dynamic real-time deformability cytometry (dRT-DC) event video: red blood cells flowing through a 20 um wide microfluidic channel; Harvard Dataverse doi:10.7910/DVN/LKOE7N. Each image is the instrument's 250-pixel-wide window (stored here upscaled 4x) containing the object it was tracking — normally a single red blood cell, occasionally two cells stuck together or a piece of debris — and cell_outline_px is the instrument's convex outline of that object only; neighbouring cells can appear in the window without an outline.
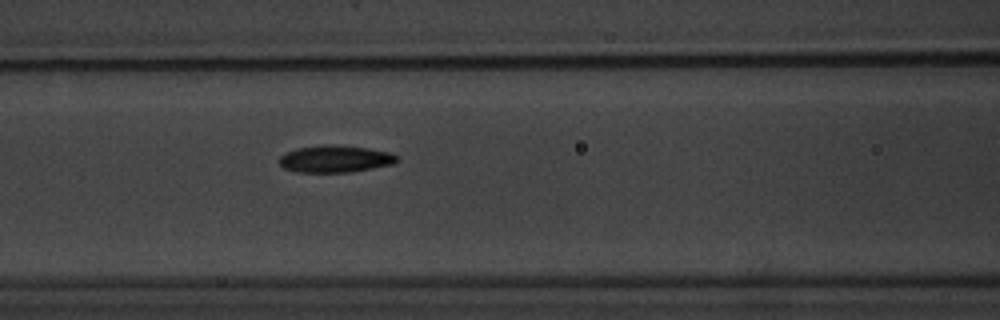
{"species": "common noctule bat (a hibernating species)", "species_latin": "Nyctalus noctula", "temperature_condition": "warm", "stored_images_in_passage": 5, "camera_frame_rate_fps": 3000, "um_per_image_px": 0.085, "animal": {"sex": "male", "body_mass_g": 20.1, "forearm_length_mm": 53.5}, "frame": {"image": 1, "passage_image": 5, "time_ms": 6.333, "image_size_px": [1000, 320], "cell_outline_px": [[400, 160], [392, 164], [352, 172], [296, 172], [284, 168], [280, 164], [280, 156], [296, 148], [324, 144], [332, 144], [368, 148], [388, 152], [396, 156]], "centroid_in_image_um": [28.48, 13.5], "position_along_channel_um": 138.1, "area_um2": 18.5}}